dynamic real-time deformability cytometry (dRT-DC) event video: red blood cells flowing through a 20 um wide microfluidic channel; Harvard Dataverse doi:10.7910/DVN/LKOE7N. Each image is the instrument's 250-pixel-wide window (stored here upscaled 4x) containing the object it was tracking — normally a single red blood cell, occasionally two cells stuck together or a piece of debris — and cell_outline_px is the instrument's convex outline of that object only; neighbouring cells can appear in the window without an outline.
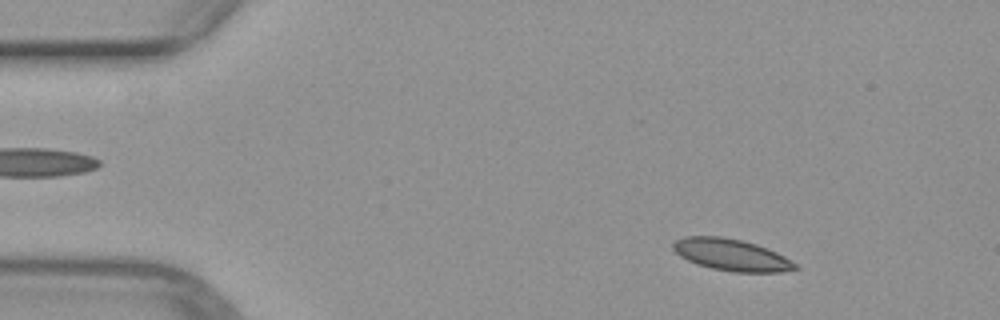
{"species": "common noctule bat (a hibernating species)", "species_latin": "Nyctalus noctula", "temperature_condition": "warm", "stored_images_in_passage": 50, "camera_frame_rate_fps": 3000, "um_per_image_px": 0.085, "animal": {"sex": "female", "body_mass_g": 29.2, "forearm_length_mm": 56.3}, "frame": {"image": 1, "passage_image": 6, "time_ms": 1.667, "image_size_px": [1000, 320], "cell_outline_px": [[800, 268], [780, 272], [732, 272], [712, 268], [696, 264], [680, 256], [672, 248], [672, 244], [676, 240], [684, 236], [720, 236], [740, 240], [756, 244], [768, 248], [784, 256], [796, 264]], "centroid_in_image_um": [62.16, 21.66], "position_along_channel_um": 22.8, "area_um2": 22.54}}
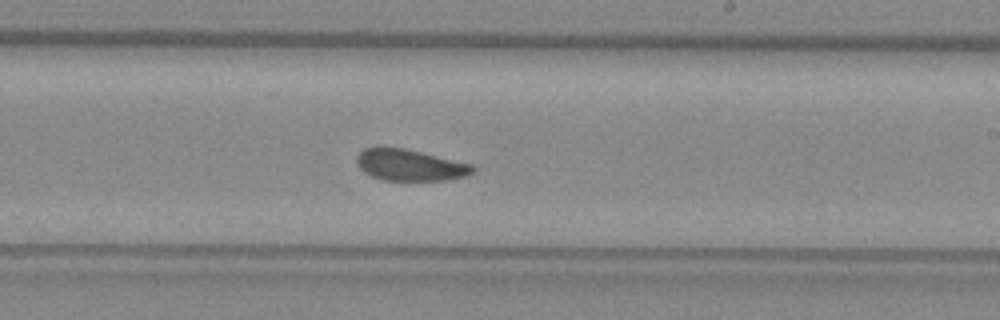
{"frame": {"image": 2, "passage_image": 29, "time_ms": 9.333, "image_size_px": [1000, 320], "cell_outline_px": [[476, 168], [472, 172], [464, 176], [448, 180], [384, 180], [372, 176], [364, 172], [356, 164], [356, 156], [364, 148], [404, 148], [472, 164]], "centroid_in_image_um": [34.83, 14.04], "position_along_channel_um": 254.2, "area_um2": 20.98}}
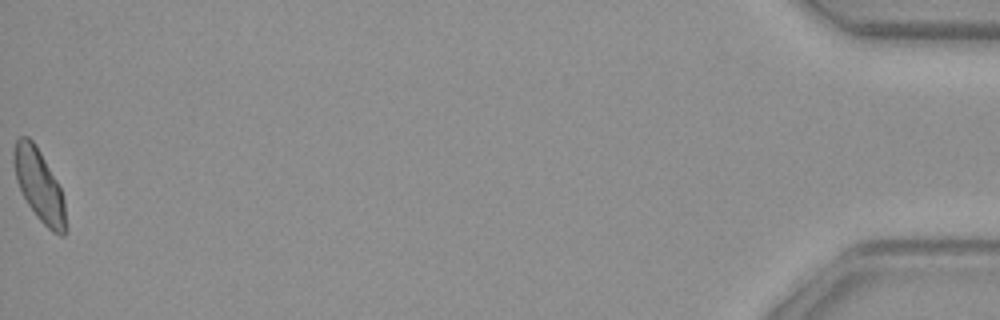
{"frame": {"image": 3, "passage_image": 50, "time_ms": 16.333, "image_size_px": [1000, 320], "cell_outline_px": [[64, 236], [60, 236], [52, 232], [36, 216], [28, 204], [16, 180], [12, 160], [12, 152], [16, 140], [20, 136], [28, 136], [32, 140], [40, 152], [56, 180], [60, 188], [64, 200]], "centroid_in_image_um": [3.28, 15.71], "position_along_channel_um": 431.9, "area_um2": 21.33}}